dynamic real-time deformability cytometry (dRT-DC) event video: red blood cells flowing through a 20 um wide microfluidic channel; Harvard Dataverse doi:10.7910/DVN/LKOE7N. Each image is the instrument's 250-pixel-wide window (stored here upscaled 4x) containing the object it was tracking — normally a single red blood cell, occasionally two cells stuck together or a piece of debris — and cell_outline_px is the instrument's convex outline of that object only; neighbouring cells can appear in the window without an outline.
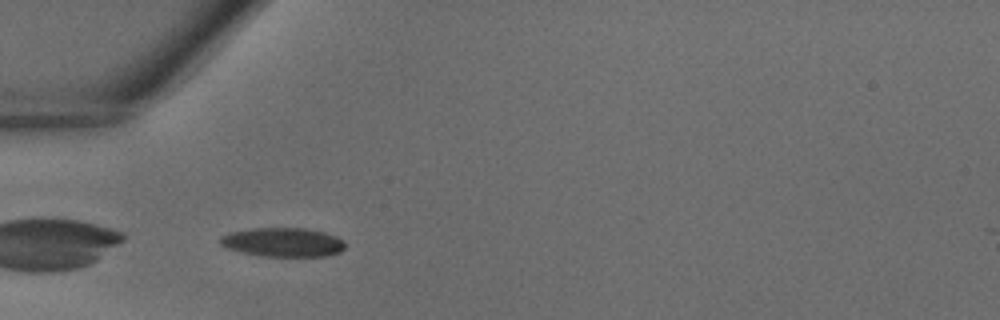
{"species": "common noctule bat (a hibernating species)", "species_latin": "Nyctalus noctula", "temperature_condition": "warm", "stored_images_in_passage": 29, "camera_frame_rate_fps": 3000, "um_per_image_px": 0.085, "animal": {"sex": "male", "body_mass_g": 18.8}, "frame": {"image": 1, "passage_image": 1, "time_ms": 0.0, "image_size_px": [1000, 320], "cell_outline_px": [[344, 248], [340, 252], [328, 256], [260, 256], [240, 252], [228, 248], [220, 244], [220, 236], [232, 232], [252, 228], [304, 228], [324, 232], [336, 236], [344, 240]], "centroid_in_image_um": [24.06, 20.59], "position_along_channel_um": 60.9, "area_um2": 21.15}}
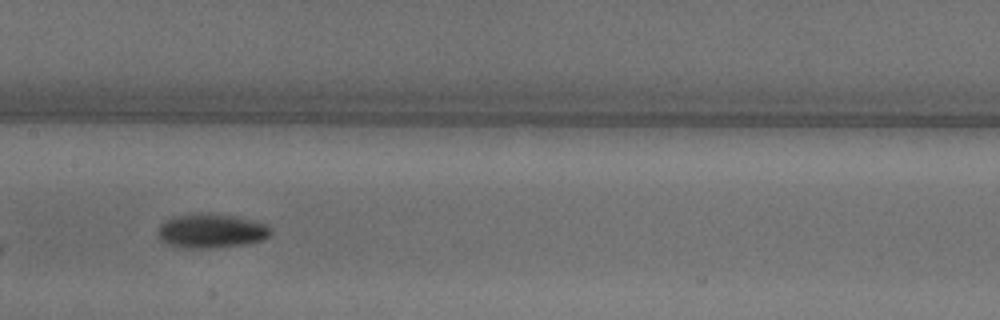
{"frame": {"image": 2, "passage_image": 9, "time_ms": 2.667, "image_size_px": [1000, 320], "cell_outline_px": [[272, 232], [264, 240], [248, 244], [208, 248], [180, 248], [168, 244], [160, 240], [160, 224], [164, 220], [176, 216], [200, 212], [232, 216], [256, 220], [268, 224], [272, 228]], "centroid_in_image_um": [18.01, 19.62], "position_along_channel_um": 189.4, "area_um2": 22.72}}
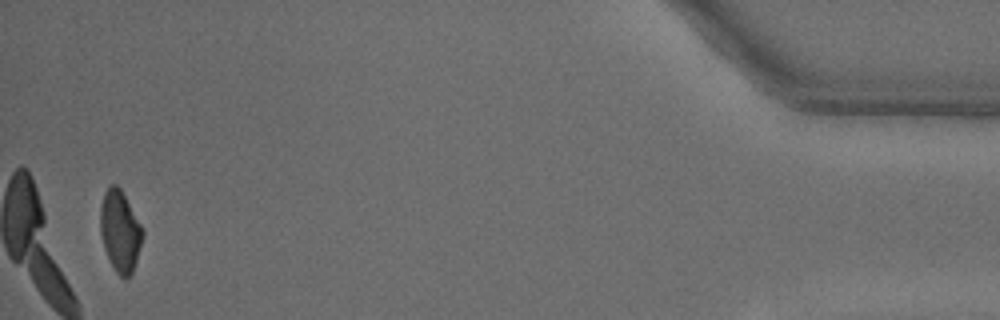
{"frame": {"image": 3, "passage_image": 28, "time_ms": 9.0, "image_size_px": [1000, 320], "cell_outline_px": [[144, 232], [136, 260], [132, 272], [128, 276], [120, 276], [116, 272], [104, 248], [100, 232], [100, 208], [104, 192], [112, 184], [116, 184], [120, 188], [144, 228]], "centroid_in_image_um": [10.2, 19.6], "position_along_channel_um": 425.0, "area_um2": 19.77}}